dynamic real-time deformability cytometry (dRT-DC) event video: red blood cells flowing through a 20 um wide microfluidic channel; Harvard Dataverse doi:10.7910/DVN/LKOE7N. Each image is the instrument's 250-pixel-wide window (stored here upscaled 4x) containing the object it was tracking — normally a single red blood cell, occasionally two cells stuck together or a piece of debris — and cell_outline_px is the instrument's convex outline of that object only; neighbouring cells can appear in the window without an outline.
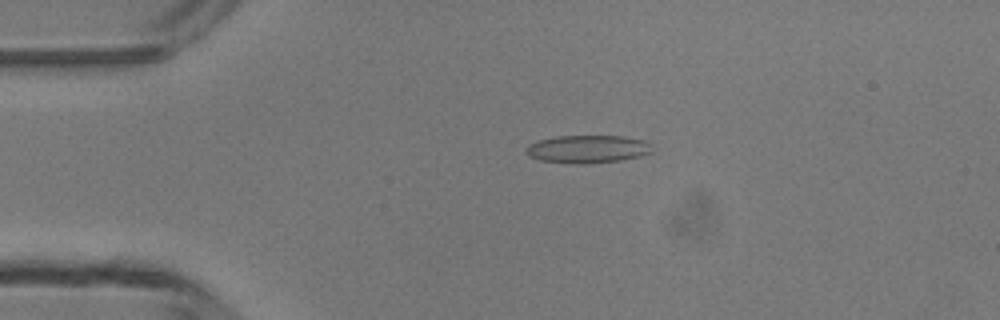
{"species": "common noctule bat (a hibernating species)", "species_latin": "Nyctalus noctula", "temperature_condition": "room temperature", "stored_images_in_passage": 4, "camera_frame_rate_fps": 3000, "um_per_image_px": 0.085, "animal": {"sex": "male", "body_mass_g": 13.3}, "frame": {"image": 1, "passage_image": 3, "time_ms": 2.333, "image_size_px": [1000, 320], "cell_outline_px": [[652, 152], [640, 156], [620, 160], [588, 164], [576, 164], [540, 160], [528, 156], [524, 152], [524, 148], [528, 144], [540, 140], [556, 136], [624, 136], [644, 140], [652, 144]], "centroid_in_image_um": [49.93, 12.67], "position_along_channel_um": 35.1, "area_um2": 20.69}}